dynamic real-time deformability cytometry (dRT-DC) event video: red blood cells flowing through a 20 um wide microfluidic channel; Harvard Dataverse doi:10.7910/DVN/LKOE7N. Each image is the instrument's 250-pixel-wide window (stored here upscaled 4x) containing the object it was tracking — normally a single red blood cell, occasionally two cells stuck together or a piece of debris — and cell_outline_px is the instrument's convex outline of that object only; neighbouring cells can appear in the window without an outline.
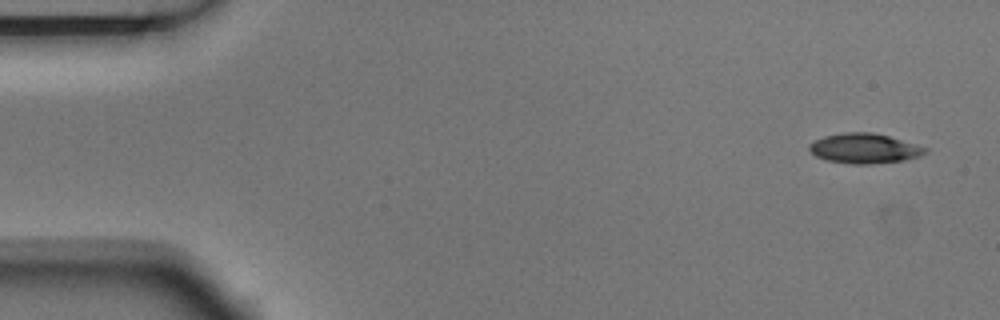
{"species": "Egyptian fruit bat (a non-hibernating species)", "species_latin": "Rousettus aegyptiacus", "temperature_condition": "room temperature", "stored_images_in_passage": 5, "camera_frame_rate_fps": 3000, "um_per_image_px": 0.085, "animal": {"sex": "male"}, "frame": {"image": 1, "passage_image": 1, "time_ms": 0.0, "image_size_px": [1000, 320], "cell_outline_px": [[928, 152], [920, 156], [904, 160], [868, 164], [852, 164], [824, 160], [816, 156], [808, 148], [808, 144], [824, 136], [844, 132], [872, 132], [888, 136], [928, 148]], "centroid_in_image_um": [73.46, 12.62], "position_along_channel_um": 11.5, "area_um2": 20.17}}
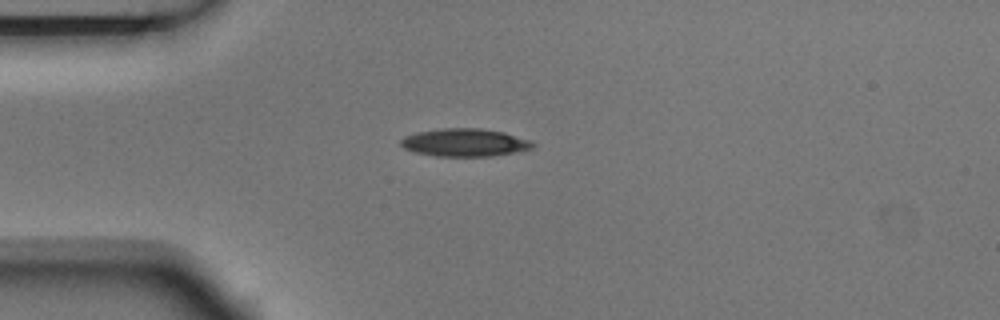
{"frame": {"image": 2, "passage_image": 4, "time_ms": 1.0, "image_size_px": [1000, 320], "cell_outline_px": [[536, 144], [532, 148], [516, 152], [492, 156], [436, 156], [416, 152], [404, 148], [400, 144], [400, 140], [404, 136], [416, 132], [444, 128], [480, 128], [504, 132], [532, 140]], "centroid_in_image_um": [39.53, 12.11], "position_along_channel_um": 45.5, "area_um2": 21.5}}
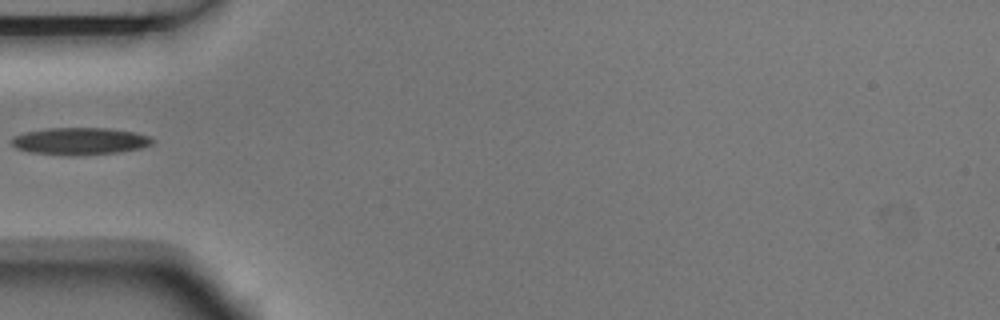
{"frame": {"image": 3, "passage_image": 5, "time_ms": 1.333, "image_size_px": [1000, 320], "cell_outline_px": [[156, 140], [152, 144], [140, 148], [116, 152], [68, 156], [64, 156], [28, 152], [16, 148], [12, 144], [12, 136], [28, 132], [48, 128], [108, 128], [136, 132], [148, 136]], "centroid_in_image_um": [6.79, 12.0], "position_along_channel_um": 78.2, "area_um2": 22.31}}